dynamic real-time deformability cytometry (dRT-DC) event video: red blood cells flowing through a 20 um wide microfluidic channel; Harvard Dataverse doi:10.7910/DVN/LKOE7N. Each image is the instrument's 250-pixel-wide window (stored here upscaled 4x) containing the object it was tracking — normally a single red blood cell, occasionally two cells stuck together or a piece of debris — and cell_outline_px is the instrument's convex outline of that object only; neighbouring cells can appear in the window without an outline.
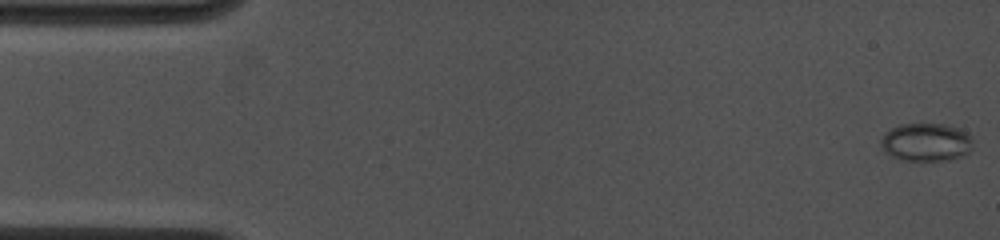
{"species": "common noctule bat (a hibernating species)", "species_latin": "Nyctalus noctula", "temperature_condition": "cold", "stored_images_in_passage": 61, "camera_frame_rate_fps": 4500, "um_per_image_px": 0.085, "animal": {"sex": "female", "body_mass_g": 19.0, "forearm_length_mm": 53.3}, "frame": {"image": 1, "passage_image": 1, "time_ms": 0.0, "image_size_px": [1000, 240], "cell_outline_px": [[972, 148], [964, 156], [948, 160], [900, 160], [892, 156], [880, 144], [880, 140], [884, 132], [900, 124], [944, 124], [968, 132], [972, 136]], "centroid_in_image_um": [78.74, 12.08], "position_along_channel_um": 6.3, "area_um2": 20.46}}
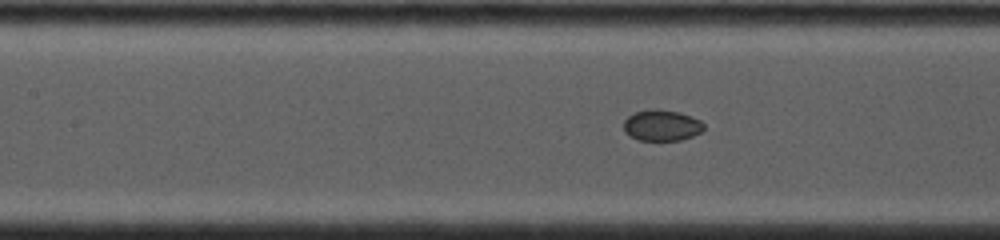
{"frame": {"image": 2, "passage_image": 28, "time_ms": 6.889, "image_size_px": [1000, 240], "cell_outline_px": [[704, 128], [700, 132], [692, 136], [680, 140], [640, 140], [624, 132], [624, 120], [628, 116], [636, 112], [656, 108], [680, 112], [700, 120], [704, 124]], "centroid_in_image_um": [56.25, 10.64], "position_along_channel_um": 151.1, "area_um2": 14.39}}
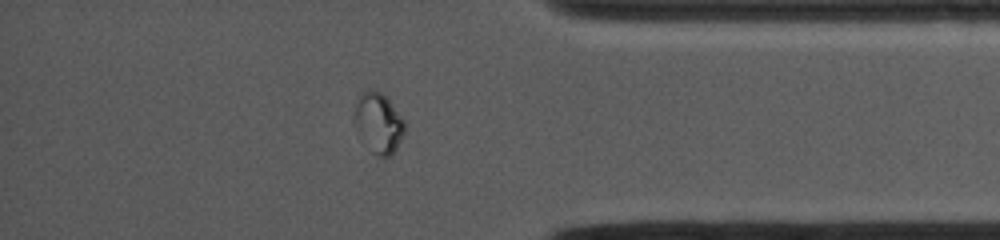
{"frame": {"image": 3, "passage_image": 53, "time_ms": 13.333, "image_size_px": [1000, 240], "cell_outline_px": [[404, 132], [392, 156], [380, 156], [372, 152], [356, 132], [352, 120], [352, 116], [356, 104], [364, 88], [372, 88], [380, 92], [388, 100], [404, 120]], "centroid_in_image_um": [32.11, 10.43], "position_along_channel_um": 403.1, "area_um2": 17.69}}